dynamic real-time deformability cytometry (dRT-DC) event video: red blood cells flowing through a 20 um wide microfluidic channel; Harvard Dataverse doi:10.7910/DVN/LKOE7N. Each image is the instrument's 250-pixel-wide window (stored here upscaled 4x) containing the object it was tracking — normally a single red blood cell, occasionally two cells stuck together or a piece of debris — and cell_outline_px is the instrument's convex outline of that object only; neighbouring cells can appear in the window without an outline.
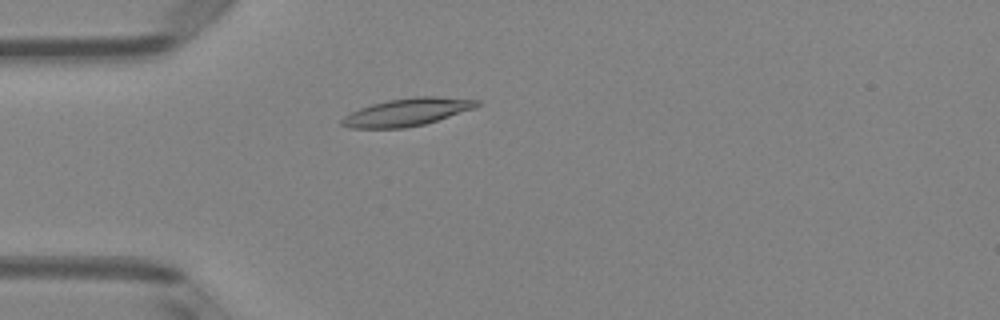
{"species": "Egyptian fruit bat (a non-hibernating species)", "species_latin": "Rousettus aegyptiacus", "temperature_condition": "room temperature", "stored_images_in_passage": 3, "camera_frame_rate_fps": 3000, "um_per_image_px": 0.085, "animal": {"sex": "female"}, "frame": {"image": 1, "passage_image": 3, "time_ms": 0.667, "image_size_px": [1000, 320], "cell_outline_px": [[480, 104], [476, 108], [424, 124], [404, 128], [352, 128], [340, 124], [340, 120], [344, 116], [360, 108], [372, 104], [388, 100], [416, 96], [436, 96], [480, 100]], "centroid_in_image_um": [34.62, 9.52], "position_along_channel_um": 50.4, "area_um2": 21.68}}